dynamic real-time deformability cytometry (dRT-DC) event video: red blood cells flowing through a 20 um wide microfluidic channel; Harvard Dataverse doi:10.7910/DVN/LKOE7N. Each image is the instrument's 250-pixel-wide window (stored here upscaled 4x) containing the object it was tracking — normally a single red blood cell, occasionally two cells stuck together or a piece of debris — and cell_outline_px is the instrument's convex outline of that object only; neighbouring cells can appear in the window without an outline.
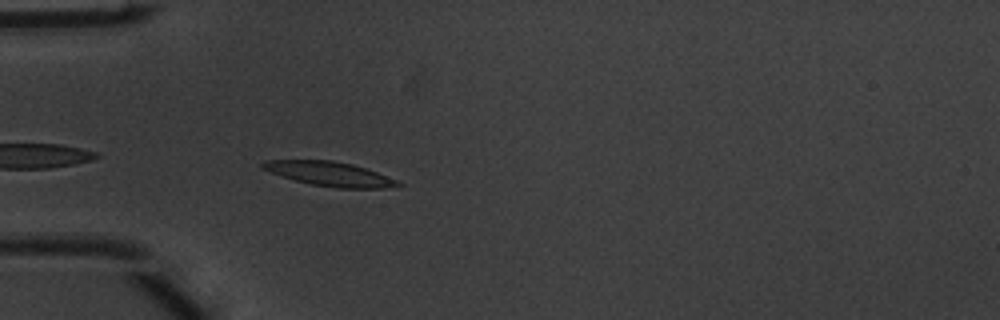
{"species": "common noctule bat (a hibernating species)", "species_latin": "Nyctalus noctula", "temperature_condition": "warm", "stored_images_in_passage": 36, "camera_frame_rate_fps": 3000, "um_per_image_px": 0.085, "animal": {"sex": "male", "body_mass_g": 20.1, "forearm_length_mm": 53.5}, "frame": {"image": 1, "passage_image": 2, "time_ms": 0.333, "image_size_px": [1000, 320], "cell_outline_px": [[404, 184], [384, 188], [336, 188], [312, 184], [296, 180], [260, 168], [260, 164], [264, 160], [332, 160], [352, 164], [376, 172], [396, 180]], "centroid_in_image_um": [28.0, 14.77], "position_along_channel_um": 57.0, "area_um2": 18.84}}
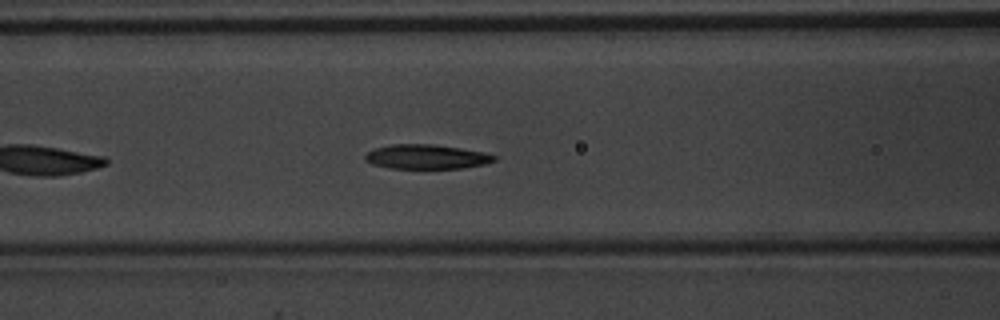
{"frame": {"image": 2, "passage_image": 8, "time_ms": 2.333, "image_size_px": [1000, 320], "cell_outline_px": [[496, 160], [484, 164], [460, 168], [388, 168], [372, 164], [364, 160], [364, 156], [368, 152], [376, 148], [392, 144], [432, 144], [460, 148], [484, 152], [496, 156]], "centroid_in_image_um": [36.23, 13.32], "position_along_channel_um": 130.4, "area_um2": 18.26}}
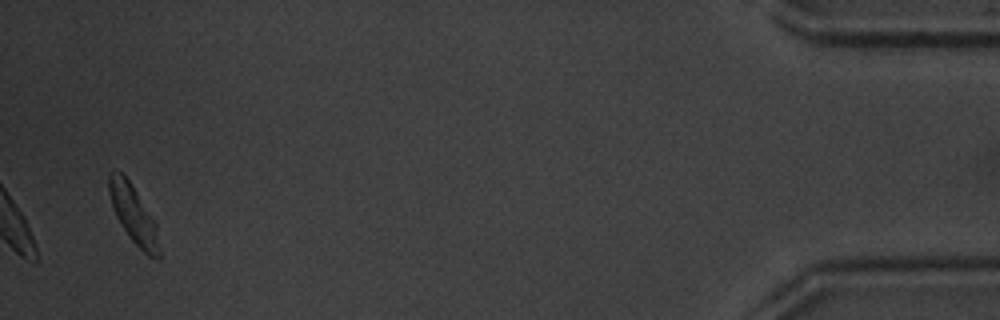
{"frame": {"image": 3, "passage_image": 36, "time_ms": 11.667, "image_size_px": [1000, 320], "cell_outline_px": [[160, 260], [156, 260], [148, 256], [132, 240], [116, 216], [108, 192], [108, 172], [112, 168], [116, 168], [128, 180], [156, 220], [160, 248]], "centroid_in_image_um": [11.37, 18.21], "position_along_channel_um": 423.8, "area_um2": 17.17}, "authors_computed_cell_mechanics": {"area_um2": 18.8139, "velocity_mm_per_s": 3.982, "shape_relaxation_time_tau1_ms": 2.4776, "shape_relaxation_time_tau2_ms": 5.447, "deformation_change_tau1": 0.1226, "deformation_change_tau2": 0.1412}}